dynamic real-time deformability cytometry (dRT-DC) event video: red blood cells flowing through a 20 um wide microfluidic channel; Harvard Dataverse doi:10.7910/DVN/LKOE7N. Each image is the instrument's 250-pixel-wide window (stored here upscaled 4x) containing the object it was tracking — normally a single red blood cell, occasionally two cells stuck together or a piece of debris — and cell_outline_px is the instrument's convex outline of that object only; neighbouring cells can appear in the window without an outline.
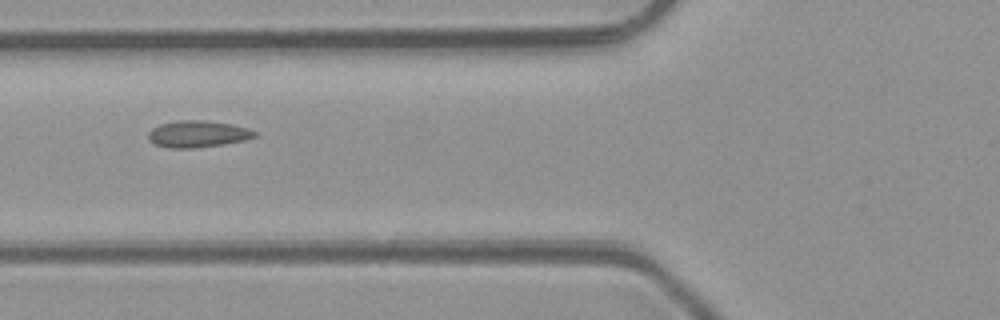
{"species": "common noctule bat (a hibernating species)", "species_latin": "Nyctalus noctula", "temperature_condition": "room temperature", "stored_images_in_passage": 3, "camera_frame_rate_fps": 3000, "um_per_image_px": 0.085, "animal": {"sex": "male", "body_mass_g": 23.1, "forearm_length_mm": 52.7}, "frame": {"image": 1, "passage_image": 3, "time_ms": 2.333, "image_size_px": [1000, 320], "cell_outline_px": [[256, 136], [244, 140], [224, 144], [192, 148], [168, 148], [156, 144], [148, 140], [148, 132], [152, 128], [160, 124], [180, 120], [204, 120], [232, 124], [248, 128], [256, 132]], "centroid_in_image_um": [16.79, 11.38], "position_along_channel_um": 109.0, "area_um2": 16.53}}